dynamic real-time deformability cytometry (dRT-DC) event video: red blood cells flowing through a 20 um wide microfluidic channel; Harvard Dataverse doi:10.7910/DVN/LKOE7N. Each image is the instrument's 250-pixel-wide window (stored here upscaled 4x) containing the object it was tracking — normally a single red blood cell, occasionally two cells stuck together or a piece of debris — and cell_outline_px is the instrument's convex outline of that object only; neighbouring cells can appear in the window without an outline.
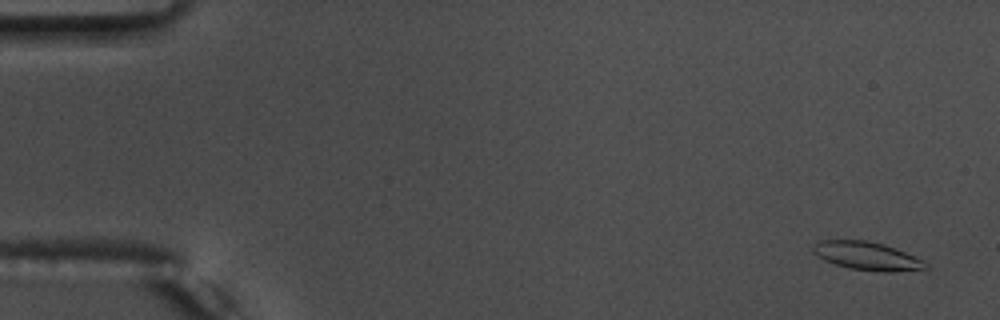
{"species": "common noctule bat (a hibernating species)", "species_latin": "Nyctalus noctula", "temperature_condition": "warm", "stored_images_in_passage": 56, "camera_frame_rate_fps": 3000, "um_per_image_px": 0.085, "animal": {"sex": "male", "body_mass_g": 17.5, "forearm_length_mm": 52.3}, "frame": {"image": 1, "passage_image": 3, "time_ms": 0.667, "image_size_px": [1000, 320], "cell_outline_px": [[932, 268], [892, 272], [880, 272], [852, 268], [836, 264], [824, 260], [812, 252], [812, 244], [820, 240], [868, 240], [884, 244], [896, 248], [928, 264]], "centroid_in_image_um": [73.68, 21.75], "position_along_channel_um": 11.3, "area_um2": 18.5}}
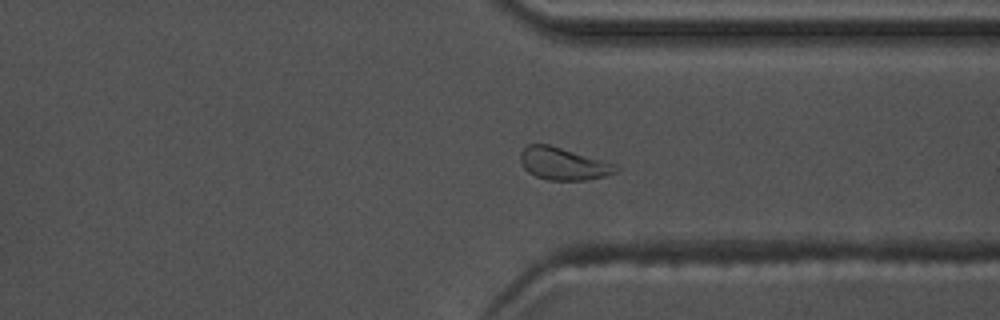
{"frame": {"image": 2, "passage_image": 43, "time_ms": 14.0, "image_size_px": [1000, 320], "cell_outline_px": [[620, 168], [616, 172], [604, 176], [588, 180], [548, 180], [536, 176], [528, 172], [524, 168], [520, 160], [520, 152], [528, 144], [548, 144], [620, 164]], "centroid_in_image_um": [47.93, 13.91], "position_along_channel_um": 363.5, "area_um2": 18.26}}
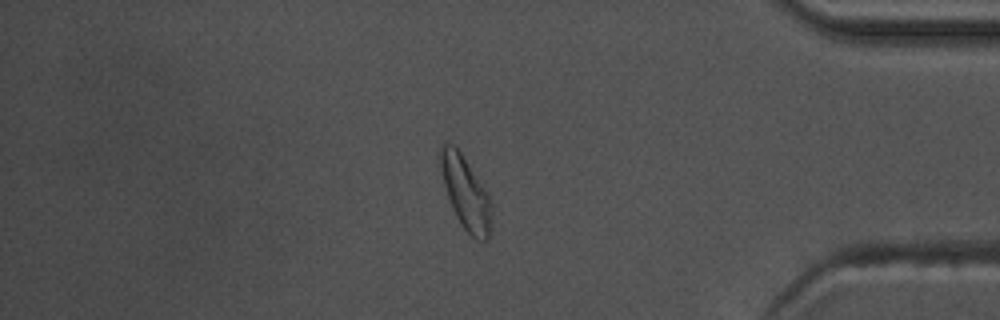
{"frame": {"image": 3, "passage_image": 48, "time_ms": 15.667, "image_size_px": [1000, 320], "cell_outline_px": [[492, 228], [488, 240], [476, 240], [460, 224], [452, 208], [444, 184], [440, 164], [440, 144], [452, 144], [460, 152], [484, 188], [488, 196], [492, 216]], "centroid_in_image_um": [39.59, 16.45], "position_along_channel_um": 395.6, "area_um2": 21.21}, "authors_computed_cell_mechanics": {"area_um2": 18.2359, "velocity_mm_per_s": 3.7121, "shape_relaxation_time_tau1_ms": 5.0989, "shape_relaxation_time_tau2_ms": 2.7776, "deformation_change_tau1": 0.1324, "deformation_change_tau2": 0.0798}}